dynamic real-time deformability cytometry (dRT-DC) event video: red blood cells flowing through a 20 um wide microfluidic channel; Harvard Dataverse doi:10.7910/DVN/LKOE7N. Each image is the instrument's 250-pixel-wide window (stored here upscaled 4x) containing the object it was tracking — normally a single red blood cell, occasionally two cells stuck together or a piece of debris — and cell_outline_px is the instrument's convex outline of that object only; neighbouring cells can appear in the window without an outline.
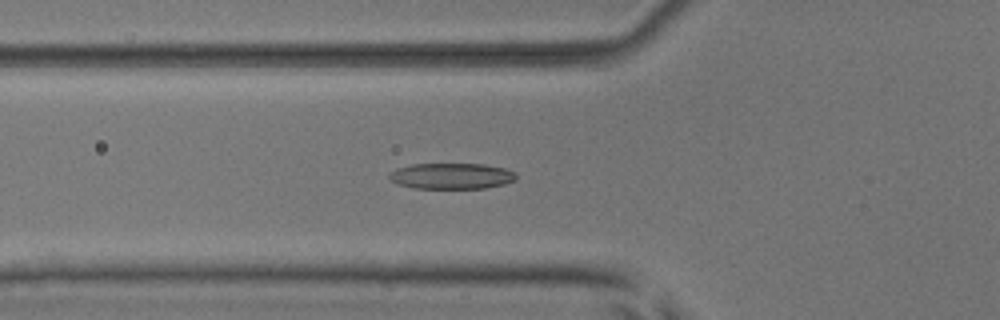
{"species": "common noctule bat (a hibernating species)", "species_latin": "Nyctalus noctula", "temperature_condition": "room temperature", "stored_images_in_passage": 55, "camera_frame_rate_fps": 3000, "um_per_image_px": 0.085, "animal": {"sex": "male", "body_mass_g": 17.9, "forearm_length_mm": 54.2}, "frame": {"image": 1, "passage_image": 20, "time_ms": 6.333, "image_size_px": [1000, 320], "cell_outline_px": [[516, 180], [504, 184], [484, 188], [412, 188], [396, 184], [388, 176], [388, 172], [396, 168], [412, 164], [484, 164], [504, 168], [516, 172]], "centroid_in_image_um": [38.35, 14.96], "position_along_channel_um": 87.4, "area_um2": 19.31}}
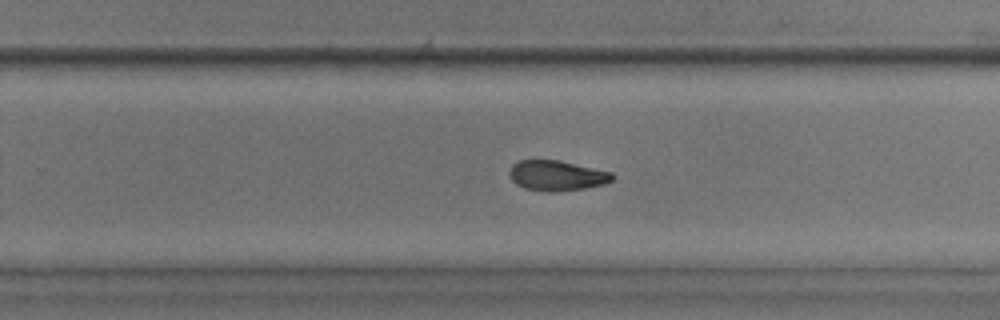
{"frame": {"image": 2, "passage_image": 35, "time_ms": 11.333, "image_size_px": [1000, 320], "cell_outline_px": [[612, 180], [604, 184], [584, 188], [552, 192], [524, 188], [516, 184], [508, 176], [508, 172], [512, 164], [520, 160], [560, 160], [612, 172]], "centroid_in_image_um": [47.28, 14.91], "position_along_channel_um": 282.5, "area_um2": 18.09}}
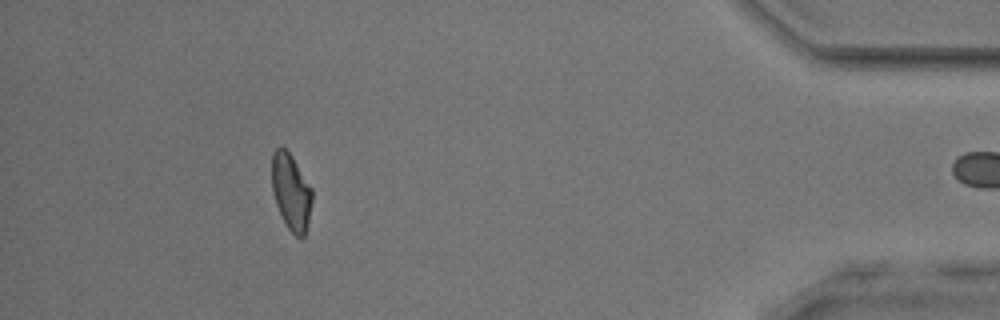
{"frame": {"image": 3, "passage_image": 49, "time_ms": 16.0, "image_size_px": [1000, 320], "cell_outline_px": [[312, 200], [308, 224], [304, 236], [296, 236], [288, 228], [276, 204], [272, 192], [272, 152], [276, 148], [284, 148], [292, 156], [312, 188]], "centroid_in_image_um": [24.74, 16.29], "position_along_channel_um": 410.5, "area_um2": 17.74}}